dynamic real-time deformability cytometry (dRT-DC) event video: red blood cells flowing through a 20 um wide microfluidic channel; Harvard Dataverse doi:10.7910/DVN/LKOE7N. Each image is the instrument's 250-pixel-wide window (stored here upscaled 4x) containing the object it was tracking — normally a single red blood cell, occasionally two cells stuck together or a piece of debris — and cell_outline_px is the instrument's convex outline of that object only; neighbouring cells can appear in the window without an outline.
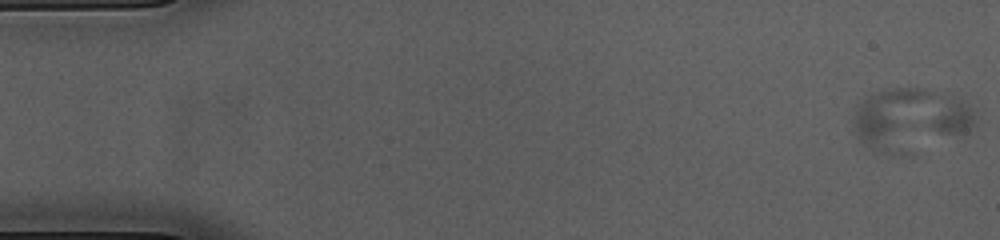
{"species": "common noctule bat (a hibernating species)", "species_latin": "Nyctalus noctula", "temperature_condition": "cold", "stored_images_in_passage": 15, "camera_frame_rate_fps": 3000, "um_per_image_px": 0.085, "animal": {"sex": "female", "body_mass_g": 23.0, "forearm_length_mm": 53.4}, "frame": {"image": 1, "passage_image": 1, "time_ms": 0.0, "image_size_px": [1000, 240], "cell_outline_px": [[976, 124], [968, 132], [912, 156], [892, 156], [868, 148], [856, 136], [852, 120], [852, 116], [856, 108], [868, 96], [876, 92], [888, 88], [924, 88], [960, 96], [976, 108]], "centroid_in_image_um": [77.46, 10.21], "position_along_channel_um": 7.5, "area_um2": 46.64}}
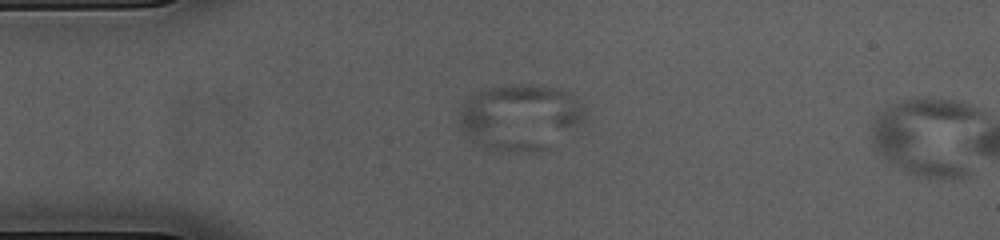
{"frame": {"image": 2, "passage_image": 13, "time_ms": 4.0, "image_size_px": [1000, 240], "cell_outline_px": [[584, 120], [548, 148], [536, 152], [528, 152], [492, 148], [472, 140], [456, 124], [460, 108], [464, 100], [476, 92], [488, 88], [516, 84], [540, 84], [572, 92], [584, 108]], "centroid_in_image_um": [44.2, 9.91], "position_along_channel_um": 40.8, "area_um2": 48.26}}